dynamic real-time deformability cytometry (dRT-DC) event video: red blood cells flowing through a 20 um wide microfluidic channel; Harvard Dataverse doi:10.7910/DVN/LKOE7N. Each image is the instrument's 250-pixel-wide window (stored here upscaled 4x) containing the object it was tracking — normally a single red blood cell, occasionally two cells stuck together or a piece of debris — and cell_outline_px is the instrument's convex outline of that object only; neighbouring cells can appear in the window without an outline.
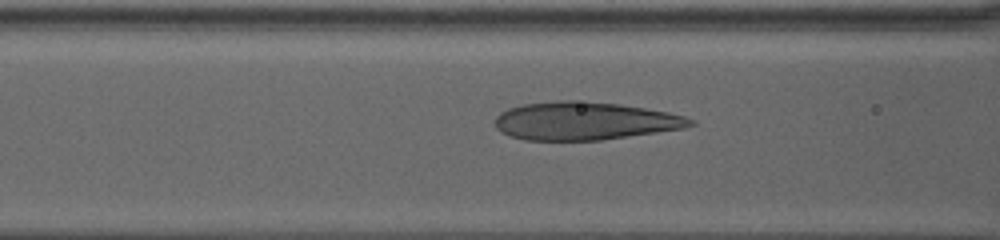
{"species": "human", "species_latin": "Homo sapiens", "temperature_condition": "warm", "stored_images_in_passage": 24, "camera_frame_rate_fps": 3000, "um_per_image_px": 0.085, "donor": {"sex": "female"}, "frame": {"image": 1, "passage_image": 8, "time_ms": 2.333, "image_size_px": [1000, 240], "cell_outline_px": [[696, 124], [684, 128], [600, 140], [524, 140], [508, 136], [500, 132], [496, 128], [496, 116], [500, 112], [508, 108], [524, 104], [560, 100], [572, 100], [620, 104], [668, 112], [684, 116], [696, 120]], "centroid_in_image_um": [49.68, 10.28], "position_along_channel_um": 116.9, "area_um2": 43.23}}
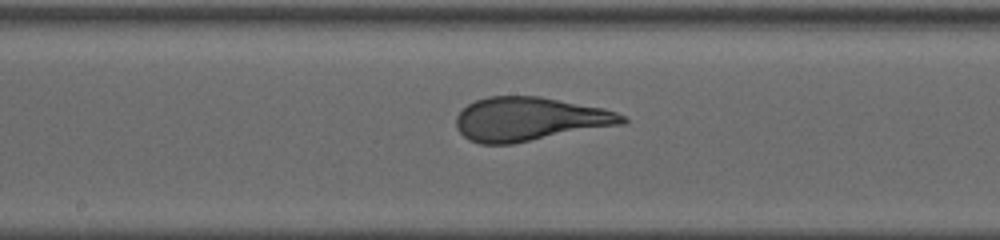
{"frame": {"image": 2, "passage_image": 17, "time_ms": 5.333, "image_size_px": [1000, 240], "cell_outline_px": [[628, 120], [624, 124], [512, 144], [480, 144], [468, 140], [456, 128], [456, 116], [468, 104], [476, 100], [488, 96], [540, 96], [604, 108], [616, 112], [624, 116]], "centroid_in_image_um": [45.01, 10.13], "position_along_channel_um": 203.2, "area_um2": 42.48}}
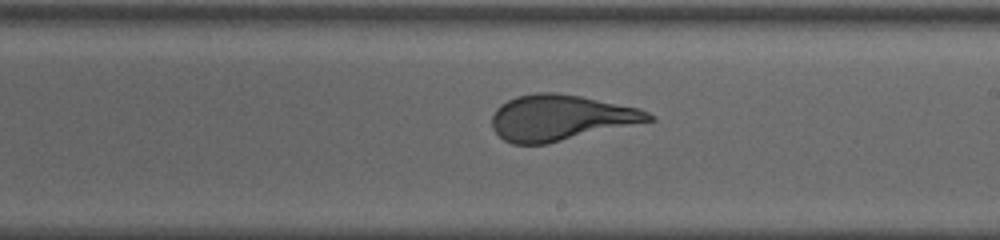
{"frame": {"image": 3, "passage_image": 21, "time_ms": 6.667, "image_size_px": [1000, 240], "cell_outline_px": [[656, 120], [548, 144], [512, 144], [504, 140], [492, 128], [492, 116], [496, 108], [500, 104], [516, 96], [540, 92], [556, 92], [580, 96], [640, 108], [656, 116]], "centroid_in_image_um": [47.67, 10.01], "position_along_channel_um": 241.3, "area_um2": 42.02}}